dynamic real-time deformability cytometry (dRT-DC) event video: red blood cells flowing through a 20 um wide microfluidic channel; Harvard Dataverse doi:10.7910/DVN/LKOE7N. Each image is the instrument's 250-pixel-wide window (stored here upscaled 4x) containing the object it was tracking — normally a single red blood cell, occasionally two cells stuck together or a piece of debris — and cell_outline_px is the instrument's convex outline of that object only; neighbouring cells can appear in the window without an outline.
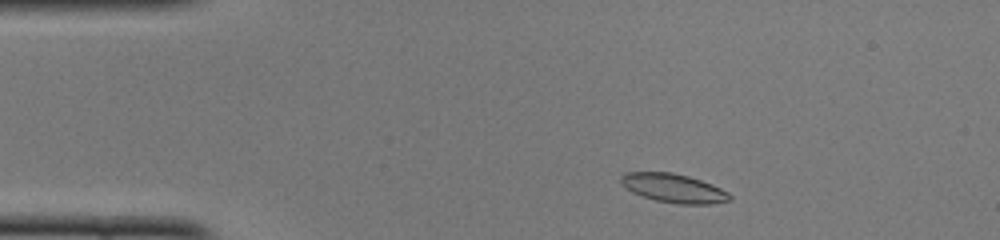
{"species": "common noctule bat (a hibernating species)", "species_latin": "Nyctalus noctula", "temperature_condition": "cold", "stored_images_in_passage": 46, "segment_of_instrument_passage": [1, 2], "camera_frame_rate_fps": 3000, "um_per_image_px": 0.085, "animal": {"sex": "female", "body_mass_g": 22.0, "forearm_length_mm": 56.7}, "frame": {"image": 1, "passage_image": 3, "time_ms": 0.667, "image_size_px": [1000, 240], "cell_outline_px": [[732, 200], [712, 204], [676, 204], [656, 200], [632, 192], [620, 184], [620, 176], [624, 172], [672, 172], [688, 176], [712, 184], [728, 192], [732, 196]], "centroid_in_image_um": [57.25, 15.99], "position_along_channel_um": 27.7, "area_um2": 18.38}}
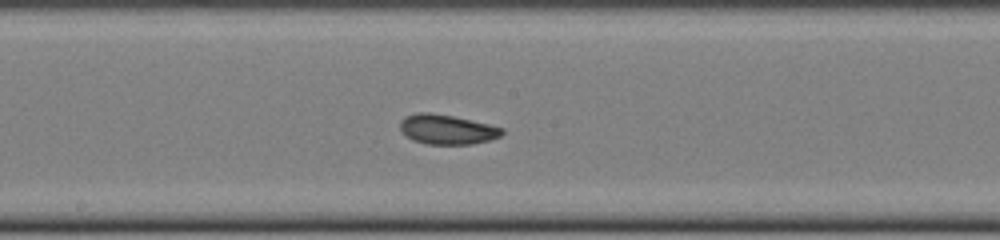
{"frame": {"image": 2, "passage_image": 21, "time_ms": 6.667, "image_size_px": [1000, 240], "cell_outline_px": [[504, 132], [500, 136], [488, 140], [472, 144], [424, 144], [412, 140], [400, 128], [400, 120], [404, 116], [416, 112], [428, 112], [452, 116], [488, 124], [504, 128]], "centroid_in_image_um": [37.97, 11.0], "position_along_channel_um": 210.2, "area_um2": 17.57}}
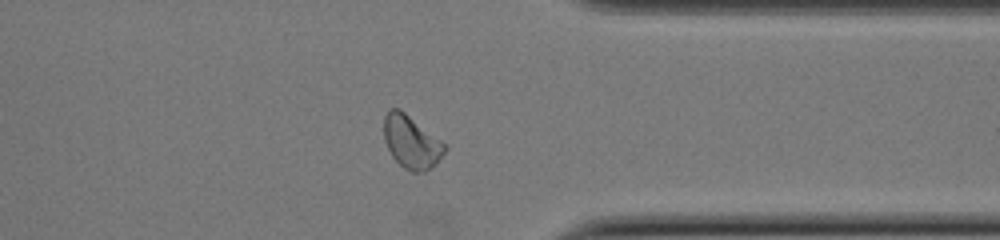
{"frame": {"image": 3, "passage_image": 34, "time_ms": 11.0, "image_size_px": [1000, 240], "cell_outline_px": [[448, 148], [436, 164], [424, 172], [412, 172], [404, 168], [392, 156], [384, 140], [384, 116], [388, 108], [400, 108], [440, 140]], "centroid_in_image_um": [34.95, 12.06], "position_along_channel_um": 376.5, "area_um2": 18.67}}